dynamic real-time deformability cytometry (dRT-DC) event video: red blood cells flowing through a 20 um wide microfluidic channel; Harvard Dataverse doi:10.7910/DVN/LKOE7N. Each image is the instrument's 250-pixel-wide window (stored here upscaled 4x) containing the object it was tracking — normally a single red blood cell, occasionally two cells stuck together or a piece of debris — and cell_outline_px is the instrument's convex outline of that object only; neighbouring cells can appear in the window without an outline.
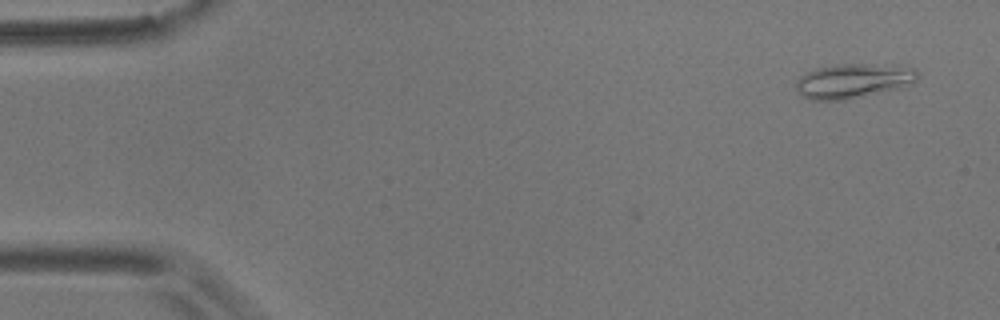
{"species": "common noctule bat (a hibernating species)", "species_latin": "Nyctalus noctula", "temperature_condition": "room temperature", "stored_images_in_passage": 7, "camera_frame_rate_fps": 3000, "um_per_image_px": 0.085, "animal": {"sex": "male", "body_mass_g": 17.9}, "frame": {"image": 1, "passage_image": 1, "time_ms": 0.0, "image_size_px": [1000, 320], "cell_outline_px": [[916, 80], [912, 84], [900, 88], [844, 100], [812, 100], [800, 96], [796, 88], [796, 80], [800, 76], [816, 68], [840, 64], [896, 64], [916, 68]], "centroid_in_image_um": [72.53, 6.87], "position_along_channel_um": 12.5, "area_um2": 24.68}}
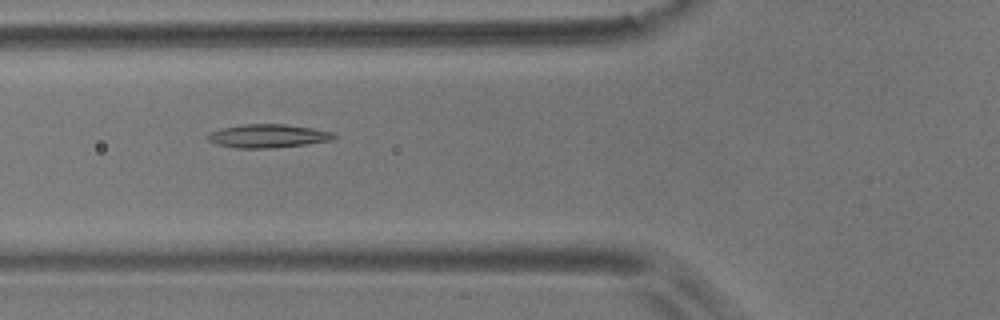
{"frame": {"image": 2, "passage_image": 6, "time_ms": 5.667, "image_size_px": [1000, 320], "cell_outline_px": [[336, 136], [332, 140], [304, 144], [272, 148], [236, 148], [216, 144], [208, 140], [208, 132], [220, 128], [244, 124], [284, 124], [312, 128], [332, 132]], "centroid_in_image_um": [22.73, 11.55], "position_along_channel_um": 103.1, "area_um2": 17.17}}
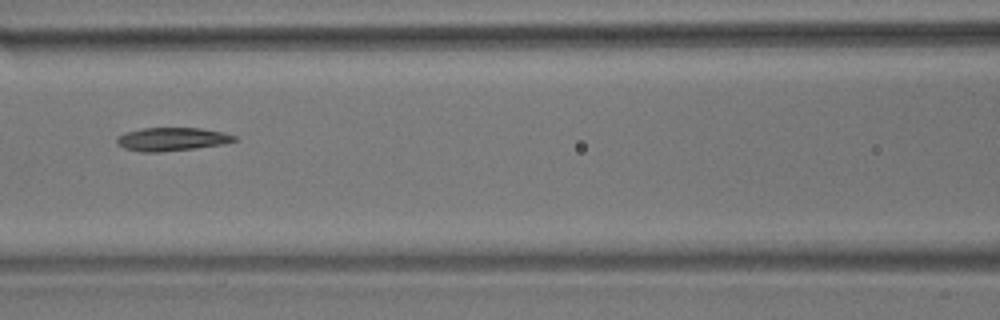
{"frame": {"image": 3, "passage_image": 7, "time_ms": 7.0, "image_size_px": [1000, 320], "cell_outline_px": [[236, 140], [224, 144], [196, 148], [160, 152], [140, 152], [124, 148], [116, 144], [116, 136], [124, 132], [140, 128], [200, 128], [224, 132], [236, 136]], "centroid_in_image_um": [14.56, 11.83], "position_along_channel_um": 152.0, "area_um2": 16.18}}